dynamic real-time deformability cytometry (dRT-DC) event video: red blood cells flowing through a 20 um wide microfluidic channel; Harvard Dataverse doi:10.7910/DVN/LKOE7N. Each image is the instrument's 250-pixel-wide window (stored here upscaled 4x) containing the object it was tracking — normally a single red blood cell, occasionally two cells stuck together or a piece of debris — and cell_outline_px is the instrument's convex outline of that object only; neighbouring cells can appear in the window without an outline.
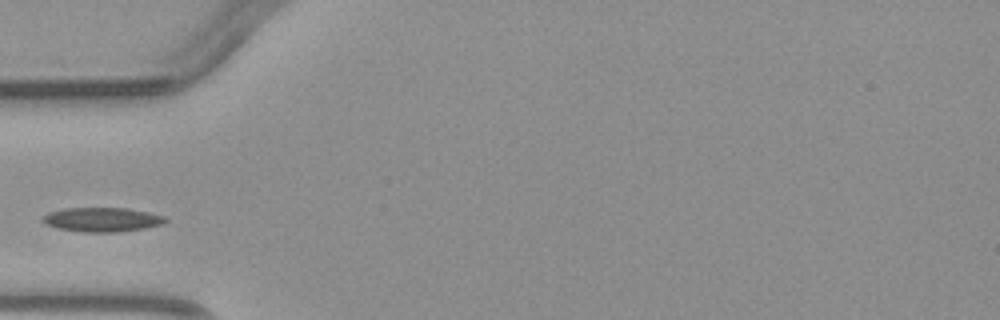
{"species": "common noctule bat (a hibernating species)", "species_latin": "Nyctalus noctula", "temperature_condition": "warm", "stored_images_in_passage": 2, "camera_frame_rate_fps": 3000, "um_per_image_px": 0.085, "animal": {"sex": "male", "body_mass_g": 23.1, "forearm_length_mm": 52.7}, "frame": {"image": 1, "passage_image": 1, "time_ms": 0.0, "image_size_px": [1000, 320], "cell_outline_px": [[168, 220], [164, 224], [144, 228], [120, 232], [84, 232], [56, 228], [44, 224], [40, 220], [40, 216], [48, 212], [64, 208], [128, 208], [148, 212], [164, 216]], "centroid_in_image_um": [8.63, 18.66], "position_along_channel_um": 76.4, "area_um2": 17.63}}
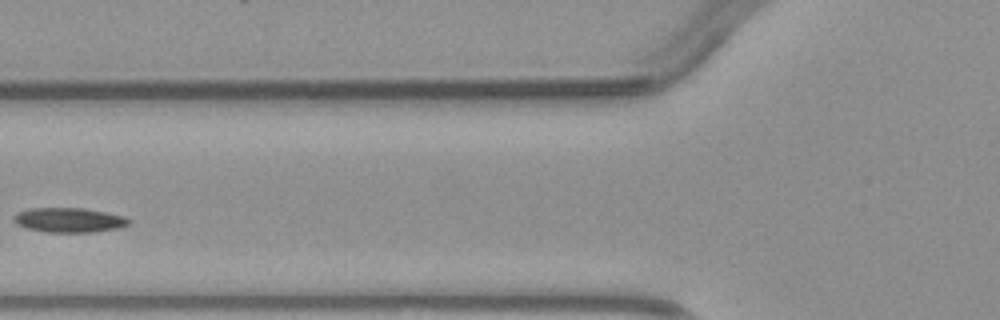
{"frame": {"image": 2, "passage_image": 2, "time_ms": 1.0, "image_size_px": [1000, 320], "cell_outline_px": [[132, 220], [128, 224], [120, 228], [92, 232], [44, 232], [28, 228], [16, 224], [12, 220], [12, 216], [16, 212], [28, 208], [84, 208], [124, 216]], "centroid_in_image_um": [5.83, 18.7], "position_along_channel_um": 120.0, "area_um2": 16.65}}